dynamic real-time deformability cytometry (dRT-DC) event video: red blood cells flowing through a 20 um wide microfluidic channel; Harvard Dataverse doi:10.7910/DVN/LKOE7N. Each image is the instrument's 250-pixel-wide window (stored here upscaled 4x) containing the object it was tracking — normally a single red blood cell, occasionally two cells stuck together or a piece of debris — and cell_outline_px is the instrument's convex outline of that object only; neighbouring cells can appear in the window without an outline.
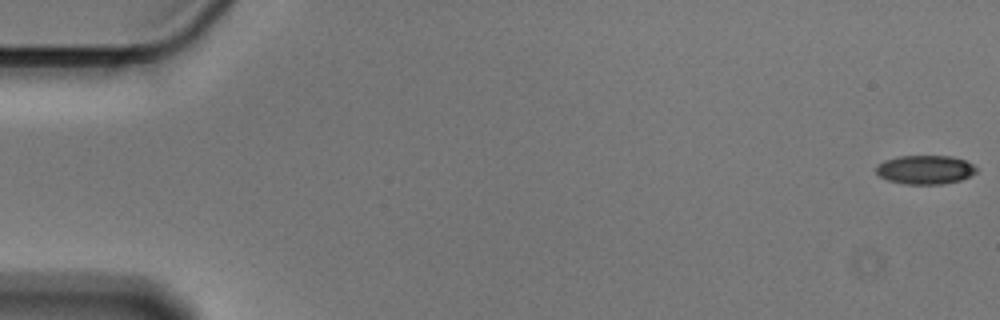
{"species": "Egyptian fruit bat (a non-hibernating species)", "species_latin": "Rousettus aegyptiacus", "temperature_condition": "cold", "stored_images_in_passage": 15, "camera_frame_rate_fps": 3000, "um_per_image_px": 0.085, "animal": {"sex": "male"}, "frame": {"image": 1, "passage_image": 1, "time_ms": 0.0, "image_size_px": [1000, 320], "cell_outline_px": [[976, 172], [960, 180], [944, 184], [904, 184], [888, 180], [880, 176], [876, 172], [876, 164], [884, 160], [900, 156], [952, 156], [964, 160], [972, 164], [976, 168]], "centroid_in_image_um": [78.61, 14.42], "position_along_channel_um": 6.4, "area_um2": 16.82}}